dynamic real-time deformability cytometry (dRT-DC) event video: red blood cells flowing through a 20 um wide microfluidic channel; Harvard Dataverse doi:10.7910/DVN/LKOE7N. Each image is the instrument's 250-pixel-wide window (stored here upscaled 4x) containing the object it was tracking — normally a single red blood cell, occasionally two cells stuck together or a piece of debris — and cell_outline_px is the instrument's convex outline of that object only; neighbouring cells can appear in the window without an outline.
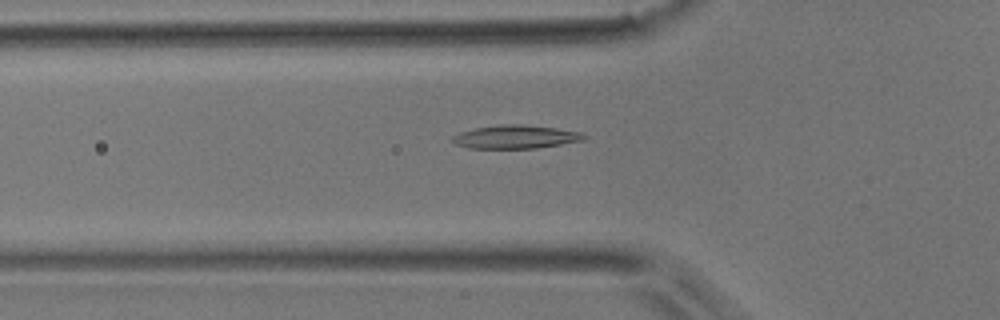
{"species": "common noctule bat (a hibernating species)", "species_latin": "Nyctalus noctula", "temperature_condition": "room temperature", "stored_images_in_passage": 31, "camera_frame_rate_fps": 3000, "um_per_image_px": 0.085, "animal": {"sex": "male", "body_mass_g": 17.9}, "frame": {"image": 1, "passage_image": 4, "time_ms": 1.0, "image_size_px": [1000, 320], "cell_outline_px": [[588, 136], [584, 140], [536, 148], [468, 148], [456, 144], [452, 140], [452, 136], [460, 132], [472, 128], [500, 124], [520, 124], [556, 128], [584, 132]], "centroid_in_image_um": [43.84, 11.62], "position_along_channel_um": 82.0, "area_um2": 18.03}}
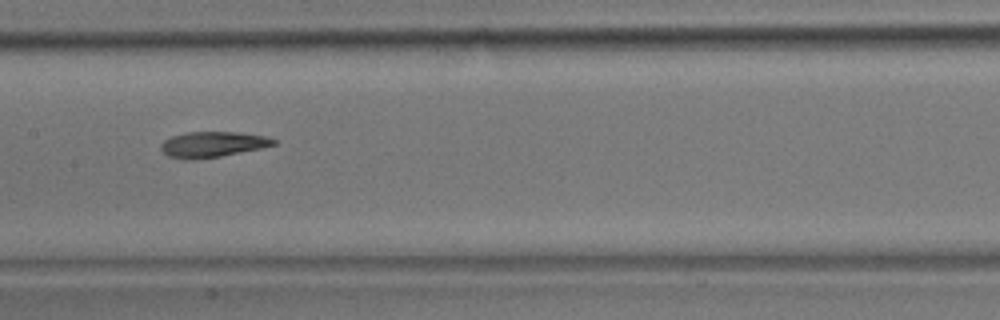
{"frame": {"image": 2, "passage_image": 12, "time_ms": 3.667, "image_size_px": [1000, 320], "cell_outline_px": [[276, 144], [260, 148], [220, 156], [192, 160], [184, 160], [168, 156], [160, 148], [160, 144], [164, 140], [172, 136], [188, 132], [236, 132], [264, 136], [276, 140]], "centroid_in_image_um": [18.02, 12.28], "position_along_channel_um": 189.4, "area_um2": 16.65}}
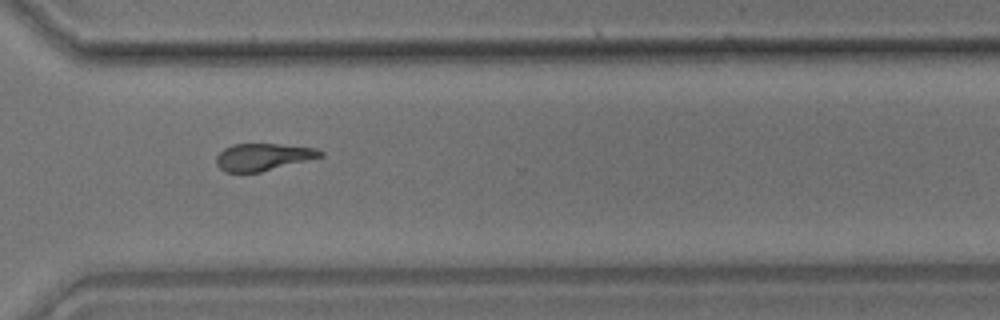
{"frame": {"image": 3, "passage_image": 24, "time_ms": 7.667, "image_size_px": [1000, 320], "cell_outline_px": [[324, 156], [260, 172], [224, 172], [216, 164], [216, 156], [224, 148], [232, 144], [280, 144], [316, 148], [324, 152]], "centroid_in_image_um": [22.35, 13.34], "position_along_channel_um": 348.2, "area_um2": 16.47}, "authors_computed_cell_mechanics": {"area_um2": 17.2822, "velocity_mm_per_s": 3.9854, "shape_relaxation_time_tau1_ms": 3.9868, "shape_relaxation_time_tau2_ms": 3.5913, "deformation_change_tau1": 0.1737, "deformation_change_tau2": 0.1083}}